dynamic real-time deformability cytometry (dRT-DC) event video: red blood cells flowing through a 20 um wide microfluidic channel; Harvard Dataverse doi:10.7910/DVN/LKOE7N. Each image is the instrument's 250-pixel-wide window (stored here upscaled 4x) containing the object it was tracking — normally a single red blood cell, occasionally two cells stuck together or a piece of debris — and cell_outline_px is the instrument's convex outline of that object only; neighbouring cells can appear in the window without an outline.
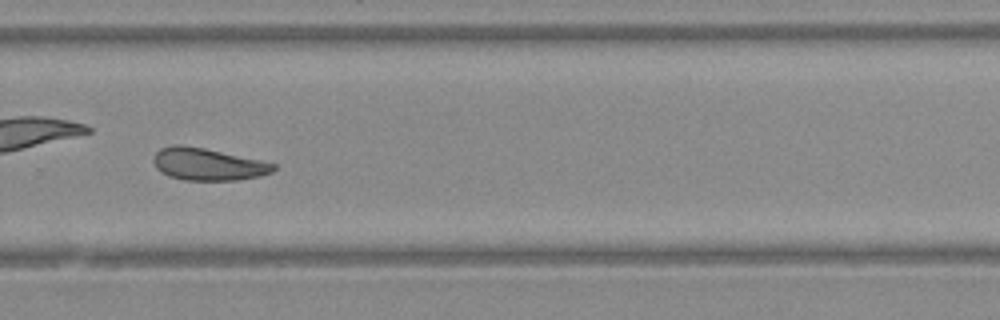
{"species": "Egyptian fruit bat (a non-hibernating species)", "species_latin": "Rousettus aegyptiacus", "temperature_condition": "warm", "stored_images_in_passage": 40, "camera_frame_rate_fps": 3000, "um_per_image_px": 0.085, "animal": {"sex": "female"}, "frame": {"image": 1, "passage_image": 29, "time_ms": 9.333, "image_size_px": [1000, 320], "cell_outline_px": [[276, 168], [272, 172], [260, 176], [236, 180], [184, 180], [168, 176], [160, 172], [156, 168], [152, 160], [152, 156], [160, 148], [176, 144], [180, 144], [204, 148], [260, 160], [276, 164]], "centroid_in_image_um": [17.62, 13.96], "position_along_channel_um": 312.2, "area_um2": 22.6}}